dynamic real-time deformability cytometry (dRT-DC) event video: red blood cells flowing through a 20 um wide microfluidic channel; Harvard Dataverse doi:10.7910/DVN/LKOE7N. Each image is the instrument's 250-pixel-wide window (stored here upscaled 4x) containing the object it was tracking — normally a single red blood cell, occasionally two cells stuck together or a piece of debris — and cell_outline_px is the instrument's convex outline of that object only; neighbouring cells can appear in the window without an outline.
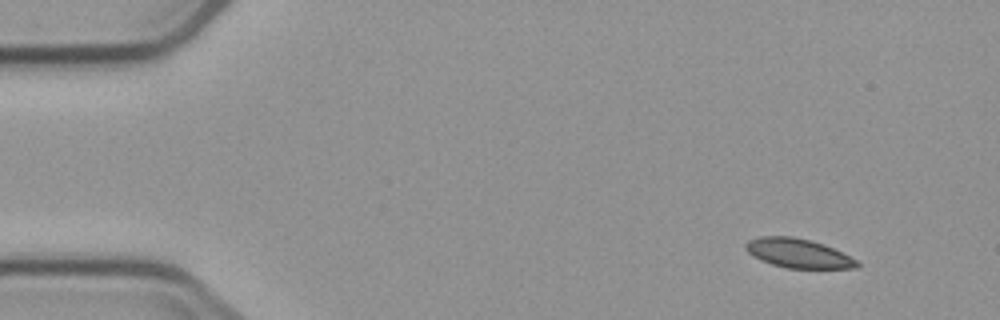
{"species": "common noctule bat (a hibernating species)", "species_latin": "Nyctalus noctula", "temperature_condition": "cold", "stored_images_in_passage": 4, "camera_frame_rate_fps": 3000, "um_per_image_px": 0.085, "animal": {"sex": "male", "body_mass_g": 23.1, "forearm_length_mm": 52.7}, "frame": {"image": 1, "passage_image": 1, "time_ms": 0.0, "image_size_px": [1000, 320], "cell_outline_px": [[860, 264], [856, 268], [788, 268], [772, 264], [748, 252], [744, 248], [744, 244], [748, 240], [760, 236], [792, 236], [812, 240], [824, 244], [856, 260]], "centroid_in_image_um": [67.83, 21.51], "position_along_channel_um": 17.2, "area_um2": 18.67}}
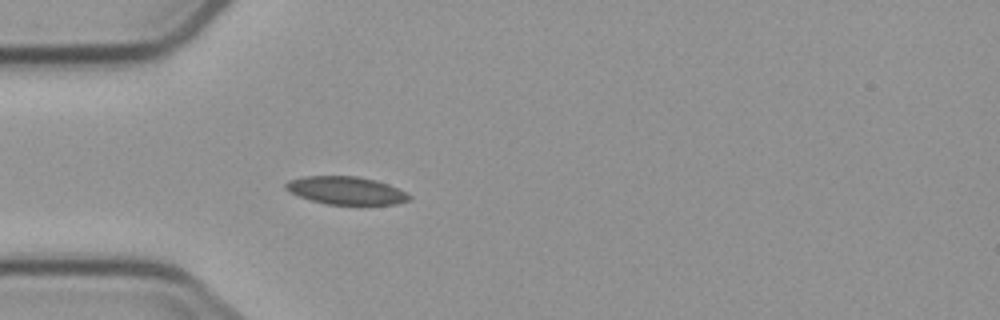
{"frame": {"image": 2, "passage_image": 4, "time_ms": 3.667, "image_size_px": [1000, 320], "cell_outline_px": [[412, 200], [396, 204], [328, 204], [312, 200], [300, 196], [284, 188], [284, 184], [288, 180], [304, 176], [356, 176], [388, 184], [412, 196]], "centroid_in_image_um": [29.41, 16.19], "position_along_channel_um": 55.6, "area_um2": 19.77}}